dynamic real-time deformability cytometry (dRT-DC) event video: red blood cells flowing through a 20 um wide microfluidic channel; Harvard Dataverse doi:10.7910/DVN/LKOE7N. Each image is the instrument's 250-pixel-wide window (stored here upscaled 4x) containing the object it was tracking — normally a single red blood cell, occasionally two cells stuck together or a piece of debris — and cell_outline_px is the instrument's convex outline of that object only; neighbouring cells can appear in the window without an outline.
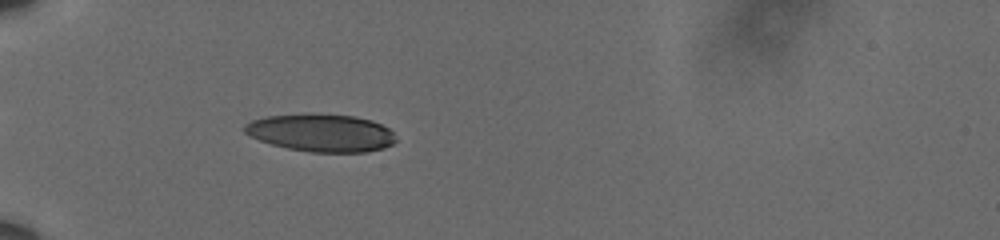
{"species": "human", "species_latin": "Homo sapiens", "temperature_condition": "cold", "stored_images_in_passage": 4, "camera_frame_rate_fps": 3000, "um_per_image_px": 0.085, "donor": {"sex": "male"}, "frame": {"image": 1, "passage_image": 2, "time_ms": 0.333, "image_size_px": [1000, 240], "cell_outline_px": [[396, 140], [392, 144], [384, 148], [368, 152], [312, 152], [288, 148], [272, 144], [248, 136], [244, 132], [244, 124], [252, 120], [268, 116], [312, 112], [356, 116], [372, 120], [388, 128], [392, 132]], "centroid_in_image_um": [27.29, 11.27], "position_along_channel_um": 57.7, "area_um2": 33.58}}
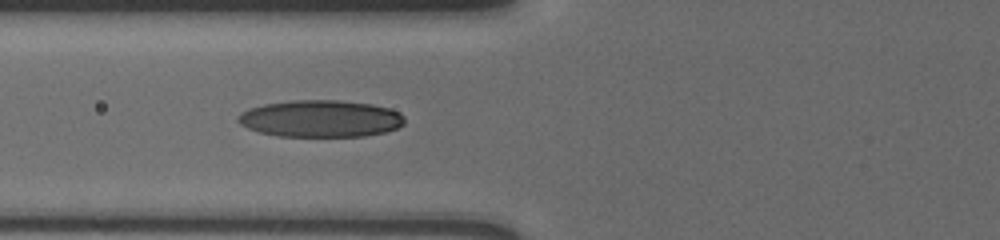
{"frame": {"image": 2, "passage_image": 4, "time_ms": 1.0, "image_size_px": [1000, 240], "cell_outline_px": [[404, 124], [396, 128], [384, 132], [364, 136], [276, 136], [260, 132], [248, 128], [240, 124], [236, 120], [236, 116], [240, 112], [264, 104], [292, 100], [336, 100], [372, 104], [388, 108], [400, 112], [404, 116]], "centroid_in_image_um": [27.23, 10.08], "position_along_channel_um": 98.6, "area_um2": 35.89}}